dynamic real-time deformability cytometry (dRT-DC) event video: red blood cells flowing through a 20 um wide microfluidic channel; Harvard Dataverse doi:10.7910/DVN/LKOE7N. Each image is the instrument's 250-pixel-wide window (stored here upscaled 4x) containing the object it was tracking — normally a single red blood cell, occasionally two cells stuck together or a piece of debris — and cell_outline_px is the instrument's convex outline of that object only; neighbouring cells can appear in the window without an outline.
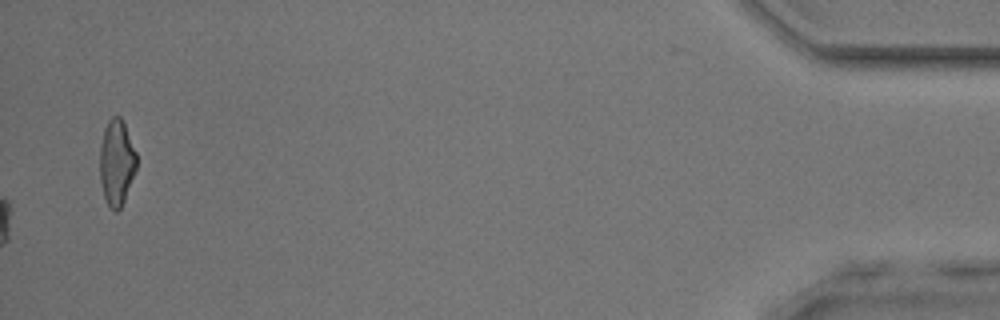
{"species": "common noctule bat (a hibernating species)", "species_latin": "Nyctalus noctula", "temperature_condition": "room temperature", "stored_images_in_passage": 46, "camera_frame_rate_fps": 3000, "um_per_image_px": 0.085, "animal": {"sex": "male", "body_mass_g": 17.9, "forearm_length_mm": 54.2}, "frame": {"image": 1, "passage_image": 46, "time_ms": 15.0, "image_size_px": [1000, 320], "cell_outline_px": [[136, 168], [124, 200], [120, 208], [116, 212], [108, 204], [104, 196], [100, 180], [100, 148], [104, 128], [108, 120], [112, 116], [120, 116], [124, 124], [136, 152]], "centroid_in_image_um": [9.9, 13.79], "position_along_channel_um": 425.3, "area_um2": 18.03}}